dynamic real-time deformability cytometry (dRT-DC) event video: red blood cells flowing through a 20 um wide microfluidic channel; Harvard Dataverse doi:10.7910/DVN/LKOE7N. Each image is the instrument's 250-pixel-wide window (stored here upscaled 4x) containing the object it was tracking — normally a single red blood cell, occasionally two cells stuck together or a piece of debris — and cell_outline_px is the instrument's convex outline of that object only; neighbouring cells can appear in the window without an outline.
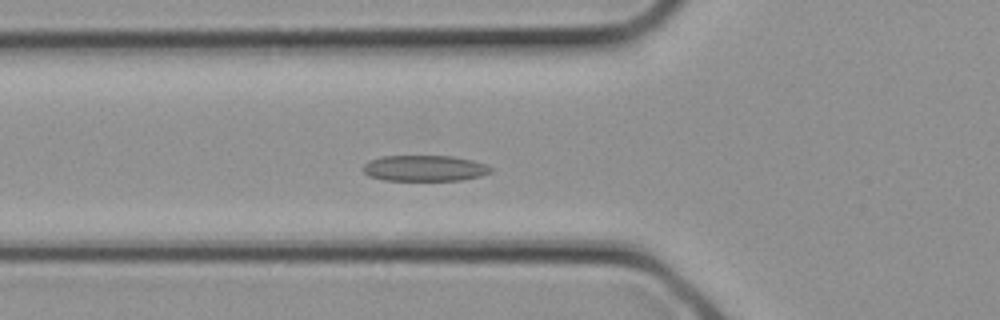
{"species": "common noctule bat (a hibernating species)", "species_latin": "Nyctalus noctula", "temperature_condition": "cold", "stored_images_in_passage": 12, "camera_frame_rate_fps": 3000, "um_per_image_px": 0.085, "animal": {"sex": "female", "body_mass_g": 21.9}, "frame": {"image": 1, "passage_image": 10, "time_ms": 3.0, "image_size_px": [1000, 320], "cell_outline_px": [[492, 172], [480, 176], [460, 180], [384, 180], [368, 176], [364, 172], [364, 164], [368, 160], [380, 156], [452, 156], [472, 160], [488, 164], [492, 168]], "centroid_in_image_um": [36.09, 14.29], "position_along_channel_um": 89.7, "area_um2": 19.36}}
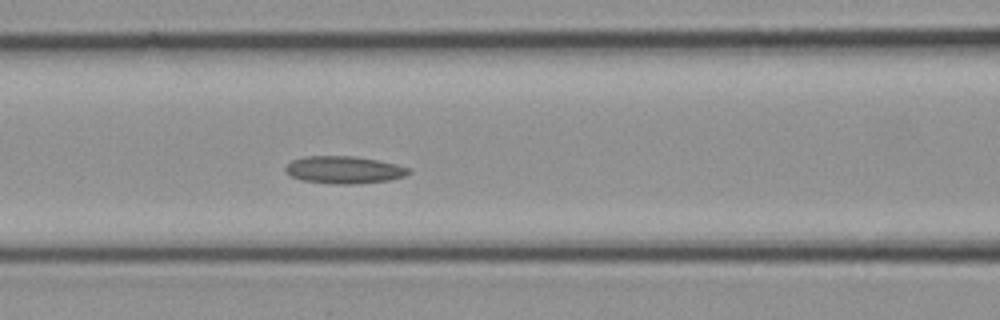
{"frame": {"image": 2, "passage_image": 12, "time_ms": 3.667, "image_size_px": [1000, 320], "cell_outline_px": [[412, 172], [404, 176], [388, 180], [356, 184], [336, 184], [300, 180], [284, 172], [284, 168], [292, 160], [304, 156], [356, 156], [396, 164], [408, 168]], "centroid_in_image_um": [29.21, 14.43], "position_along_channel_um": 137.4, "area_um2": 19.65}}